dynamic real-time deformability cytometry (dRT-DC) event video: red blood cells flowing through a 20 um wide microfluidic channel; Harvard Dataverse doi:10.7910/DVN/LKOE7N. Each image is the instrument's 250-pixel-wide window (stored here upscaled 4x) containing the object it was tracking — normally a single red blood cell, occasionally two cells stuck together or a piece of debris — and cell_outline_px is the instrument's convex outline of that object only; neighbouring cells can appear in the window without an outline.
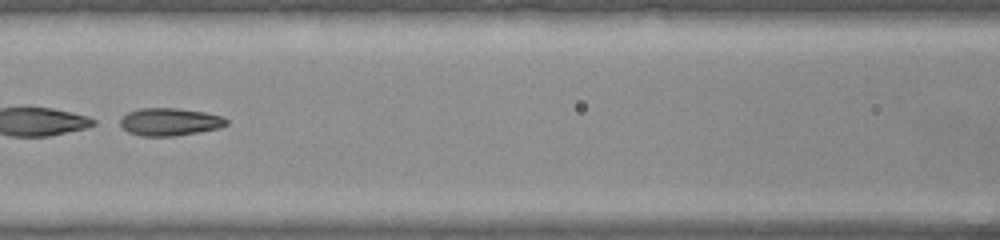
{"species": "common noctule bat (a hibernating species)", "species_latin": "Nyctalus noctula", "temperature_condition": "warm", "stored_images_in_passage": 50, "camera_frame_rate_fps": 3000, "um_per_image_px": 0.085, "animal": {"sex": "female", "body_mass_g": 22.0, "forearm_length_mm": 56.7}, "frame": {"image": 1, "passage_image": 22, "time_ms": 7.0, "image_size_px": [1000, 240], "cell_outline_px": [[228, 124], [220, 128], [176, 136], [140, 136], [128, 132], [120, 124], [120, 120], [128, 112], [140, 108], [176, 108], [204, 112], [224, 116], [228, 120]], "centroid_in_image_um": [14.46, 10.36], "position_along_channel_um": 152.1, "area_um2": 17.17}}